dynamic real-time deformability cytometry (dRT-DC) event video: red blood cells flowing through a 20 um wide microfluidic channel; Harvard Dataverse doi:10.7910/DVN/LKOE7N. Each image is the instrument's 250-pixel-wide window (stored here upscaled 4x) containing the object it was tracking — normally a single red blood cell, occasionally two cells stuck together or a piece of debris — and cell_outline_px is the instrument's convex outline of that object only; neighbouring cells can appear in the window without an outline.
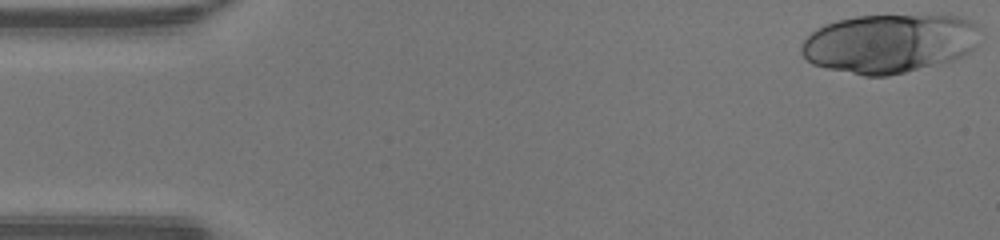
{"species": "human", "species_latin": "Homo sapiens", "temperature_condition": "warm", "stored_images_in_passage": 46, "camera_frame_rate_fps": 3000, "um_per_image_px": 0.085, "donor": {"sex": "male"}, "frame": {"image": 1, "passage_image": 1, "time_ms": 0.0, "image_size_px": [1000, 240], "cell_outline_px": [[980, 28], [976, 44], [964, 56], [952, 60], [888, 76], [864, 76], [828, 68], [812, 64], [800, 52], [800, 48], [804, 40], [816, 28], [824, 24], [836, 20], [856, 16], [960, 16], [972, 20]], "centroid_in_image_um": [75.59, 3.68], "position_along_channel_um": 9.4, "area_um2": 61.21}}